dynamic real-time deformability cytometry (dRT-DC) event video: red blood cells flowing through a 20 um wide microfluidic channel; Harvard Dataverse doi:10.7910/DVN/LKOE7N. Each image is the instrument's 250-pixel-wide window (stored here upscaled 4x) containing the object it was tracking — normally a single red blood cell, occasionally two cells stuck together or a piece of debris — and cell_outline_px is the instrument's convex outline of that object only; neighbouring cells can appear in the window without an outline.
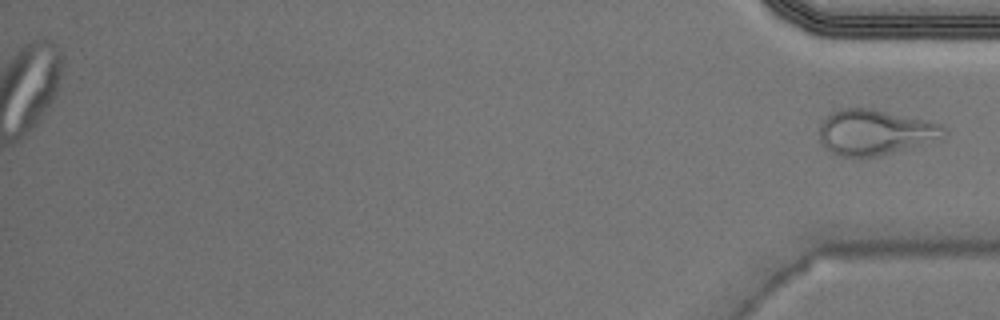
{"species": "Egyptian fruit bat (a non-hibernating species)", "species_latin": "Rousettus aegyptiacus", "temperature_condition": "warm", "stored_images_in_passage": 49, "segment_of_instrument_passage": [2, 2], "camera_frame_rate_fps": 3000, "um_per_image_px": 0.085, "animal": {"sex": "male"}, "frame": {"image": 1, "passage_image": 49, "time_ms": 16.0, "image_size_px": [1000, 320], "cell_outline_px": [[948, 136], [876, 156], [840, 156], [824, 148], [820, 144], [820, 124], [832, 112], [840, 108], [872, 108], [928, 120], [940, 124], [944, 128]], "centroid_in_image_um": [74.35, 11.22], "position_along_channel_um": 360.9, "area_um2": 32.6}}